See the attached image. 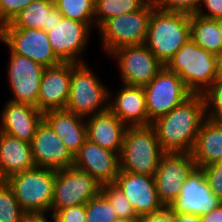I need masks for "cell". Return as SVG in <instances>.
<instances>
[{
    "mask_svg": "<svg viewBox=\"0 0 222 222\" xmlns=\"http://www.w3.org/2000/svg\"><path fill=\"white\" fill-rule=\"evenodd\" d=\"M206 119L204 96L192 93L164 116L151 123L164 152L191 153L199 129Z\"/></svg>",
    "mask_w": 222,
    "mask_h": 222,
    "instance_id": "obj_1",
    "label": "cell"
},
{
    "mask_svg": "<svg viewBox=\"0 0 222 222\" xmlns=\"http://www.w3.org/2000/svg\"><path fill=\"white\" fill-rule=\"evenodd\" d=\"M165 67L175 72L192 93H204L219 76L218 56L199 47L191 38Z\"/></svg>",
    "mask_w": 222,
    "mask_h": 222,
    "instance_id": "obj_2",
    "label": "cell"
},
{
    "mask_svg": "<svg viewBox=\"0 0 222 222\" xmlns=\"http://www.w3.org/2000/svg\"><path fill=\"white\" fill-rule=\"evenodd\" d=\"M189 38L190 15L152 11L144 44L164 66Z\"/></svg>",
    "mask_w": 222,
    "mask_h": 222,
    "instance_id": "obj_3",
    "label": "cell"
},
{
    "mask_svg": "<svg viewBox=\"0 0 222 222\" xmlns=\"http://www.w3.org/2000/svg\"><path fill=\"white\" fill-rule=\"evenodd\" d=\"M163 153L151 124L129 126L119 155V171L154 176Z\"/></svg>",
    "mask_w": 222,
    "mask_h": 222,
    "instance_id": "obj_4",
    "label": "cell"
},
{
    "mask_svg": "<svg viewBox=\"0 0 222 222\" xmlns=\"http://www.w3.org/2000/svg\"><path fill=\"white\" fill-rule=\"evenodd\" d=\"M55 175V169L35 167L12 174L4 181L27 214H48L54 197Z\"/></svg>",
    "mask_w": 222,
    "mask_h": 222,
    "instance_id": "obj_5",
    "label": "cell"
},
{
    "mask_svg": "<svg viewBox=\"0 0 222 222\" xmlns=\"http://www.w3.org/2000/svg\"><path fill=\"white\" fill-rule=\"evenodd\" d=\"M155 8L154 0H149L138 11L112 17L97 28L106 54L110 57L119 48L144 44L149 19Z\"/></svg>",
    "mask_w": 222,
    "mask_h": 222,
    "instance_id": "obj_6",
    "label": "cell"
},
{
    "mask_svg": "<svg viewBox=\"0 0 222 222\" xmlns=\"http://www.w3.org/2000/svg\"><path fill=\"white\" fill-rule=\"evenodd\" d=\"M66 110L87 118L108 110L109 89L95 76L86 63L73 70Z\"/></svg>",
    "mask_w": 222,
    "mask_h": 222,
    "instance_id": "obj_7",
    "label": "cell"
},
{
    "mask_svg": "<svg viewBox=\"0 0 222 222\" xmlns=\"http://www.w3.org/2000/svg\"><path fill=\"white\" fill-rule=\"evenodd\" d=\"M144 92L149 125L192 94L181 78L165 66L144 86Z\"/></svg>",
    "mask_w": 222,
    "mask_h": 222,
    "instance_id": "obj_8",
    "label": "cell"
},
{
    "mask_svg": "<svg viewBox=\"0 0 222 222\" xmlns=\"http://www.w3.org/2000/svg\"><path fill=\"white\" fill-rule=\"evenodd\" d=\"M101 192V184L74 166L56 170L52 214L75 205L87 204Z\"/></svg>",
    "mask_w": 222,
    "mask_h": 222,
    "instance_id": "obj_9",
    "label": "cell"
},
{
    "mask_svg": "<svg viewBox=\"0 0 222 222\" xmlns=\"http://www.w3.org/2000/svg\"><path fill=\"white\" fill-rule=\"evenodd\" d=\"M189 152H164L155 172V184L158 198L164 207L176 200L187 177L196 168Z\"/></svg>",
    "mask_w": 222,
    "mask_h": 222,
    "instance_id": "obj_10",
    "label": "cell"
},
{
    "mask_svg": "<svg viewBox=\"0 0 222 222\" xmlns=\"http://www.w3.org/2000/svg\"><path fill=\"white\" fill-rule=\"evenodd\" d=\"M0 41L12 53L25 56L45 68L62 63L53 52L47 32L43 29H0Z\"/></svg>",
    "mask_w": 222,
    "mask_h": 222,
    "instance_id": "obj_11",
    "label": "cell"
},
{
    "mask_svg": "<svg viewBox=\"0 0 222 222\" xmlns=\"http://www.w3.org/2000/svg\"><path fill=\"white\" fill-rule=\"evenodd\" d=\"M111 56L118 61L122 84L130 86L144 87L164 66L145 44L119 48Z\"/></svg>",
    "mask_w": 222,
    "mask_h": 222,
    "instance_id": "obj_12",
    "label": "cell"
},
{
    "mask_svg": "<svg viewBox=\"0 0 222 222\" xmlns=\"http://www.w3.org/2000/svg\"><path fill=\"white\" fill-rule=\"evenodd\" d=\"M8 82L13 94L9 101L37 107L40 83L45 67L10 51Z\"/></svg>",
    "mask_w": 222,
    "mask_h": 222,
    "instance_id": "obj_13",
    "label": "cell"
},
{
    "mask_svg": "<svg viewBox=\"0 0 222 222\" xmlns=\"http://www.w3.org/2000/svg\"><path fill=\"white\" fill-rule=\"evenodd\" d=\"M222 201L212 192L202 168L196 167L181 187V192L170 205L174 213L204 215L218 207Z\"/></svg>",
    "mask_w": 222,
    "mask_h": 222,
    "instance_id": "obj_14",
    "label": "cell"
},
{
    "mask_svg": "<svg viewBox=\"0 0 222 222\" xmlns=\"http://www.w3.org/2000/svg\"><path fill=\"white\" fill-rule=\"evenodd\" d=\"M90 27L82 22L62 17L47 31L53 52L62 62L86 63L79 59L87 46Z\"/></svg>",
    "mask_w": 222,
    "mask_h": 222,
    "instance_id": "obj_15",
    "label": "cell"
},
{
    "mask_svg": "<svg viewBox=\"0 0 222 222\" xmlns=\"http://www.w3.org/2000/svg\"><path fill=\"white\" fill-rule=\"evenodd\" d=\"M114 183L128 198L139 218L164 208L158 198L154 176L119 171Z\"/></svg>",
    "mask_w": 222,
    "mask_h": 222,
    "instance_id": "obj_16",
    "label": "cell"
},
{
    "mask_svg": "<svg viewBox=\"0 0 222 222\" xmlns=\"http://www.w3.org/2000/svg\"><path fill=\"white\" fill-rule=\"evenodd\" d=\"M30 144L36 167L58 170L74 165V156L44 120L38 125Z\"/></svg>",
    "mask_w": 222,
    "mask_h": 222,
    "instance_id": "obj_17",
    "label": "cell"
},
{
    "mask_svg": "<svg viewBox=\"0 0 222 222\" xmlns=\"http://www.w3.org/2000/svg\"><path fill=\"white\" fill-rule=\"evenodd\" d=\"M77 65L73 62H62L45 68L37 99V108L41 112L66 108L72 70Z\"/></svg>",
    "mask_w": 222,
    "mask_h": 222,
    "instance_id": "obj_18",
    "label": "cell"
},
{
    "mask_svg": "<svg viewBox=\"0 0 222 222\" xmlns=\"http://www.w3.org/2000/svg\"><path fill=\"white\" fill-rule=\"evenodd\" d=\"M119 154L88 139L74 156V167L87 172L100 184L114 183L120 170Z\"/></svg>",
    "mask_w": 222,
    "mask_h": 222,
    "instance_id": "obj_19",
    "label": "cell"
},
{
    "mask_svg": "<svg viewBox=\"0 0 222 222\" xmlns=\"http://www.w3.org/2000/svg\"><path fill=\"white\" fill-rule=\"evenodd\" d=\"M111 94L108 109L127 127L149 125L144 87L123 84L114 99Z\"/></svg>",
    "mask_w": 222,
    "mask_h": 222,
    "instance_id": "obj_20",
    "label": "cell"
},
{
    "mask_svg": "<svg viewBox=\"0 0 222 222\" xmlns=\"http://www.w3.org/2000/svg\"><path fill=\"white\" fill-rule=\"evenodd\" d=\"M43 112L36 106L9 101L2 109L0 132L31 142Z\"/></svg>",
    "mask_w": 222,
    "mask_h": 222,
    "instance_id": "obj_21",
    "label": "cell"
},
{
    "mask_svg": "<svg viewBox=\"0 0 222 222\" xmlns=\"http://www.w3.org/2000/svg\"><path fill=\"white\" fill-rule=\"evenodd\" d=\"M85 122L90 142L120 155L127 126L114 113L108 109L85 118Z\"/></svg>",
    "mask_w": 222,
    "mask_h": 222,
    "instance_id": "obj_22",
    "label": "cell"
},
{
    "mask_svg": "<svg viewBox=\"0 0 222 222\" xmlns=\"http://www.w3.org/2000/svg\"><path fill=\"white\" fill-rule=\"evenodd\" d=\"M43 120L53 129L73 156L87 140L84 117L66 109H57L44 112Z\"/></svg>",
    "mask_w": 222,
    "mask_h": 222,
    "instance_id": "obj_23",
    "label": "cell"
},
{
    "mask_svg": "<svg viewBox=\"0 0 222 222\" xmlns=\"http://www.w3.org/2000/svg\"><path fill=\"white\" fill-rule=\"evenodd\" d=\"M31 144L0 132V178L35 168Z\"/></svg>",
    "mask_w": 222,
    "mask_h": 222,
    "instance_id": "obj_24",
    "label": "cell"
},
{
    "mask_svg": "<svg viewBox=\"0 0 222 222\" xmlns=\"http://www.w3.org/2000/svg\"><path fill=\"white\" fill-rule=\"evenodd\" d=\"M191 155L199 168L222 162V120H204Z\"/></svg>",
    "mask_w": 222,
    "mask_h": 222,
    "instance_id": "obj_25",
    "label": "cell"
},
{
    "mask_svg": "<svg viewBox=\"0 0 222 222\" xmlns=\"http://www.w3.org/2000/svg\"><path fill=\"white\" fill-rule=\"evenodd\" d=\"M61 19L62 15L54 6V0H34L0 29H43L47 32Z\"/></svg>",
    "mask_w": 222,
    "mask_h": 222,
    "instance_id": "obj_26",
    "label": "cell"
},
{
    "mask_svg": "<svg viewBox=\"0 0 222 222\" xmlns=\"http://www.w3.org/2000/svg\"><path fill=\"white\" fill-rule=\"evenodd\" d=\"M190 38L201 48L219 55L222 51V39L217 19H208L198 15L190 16Z\"/></svg>",
    "mask_w": 222,
    "mask_h": 222,
    "instance_id": "obj_27",
    "label": "cell"
},
{
    "mask_svg": "<svg viewBox=\"0 0 222 222\" xmlns=\"http://www.w3.org/2000/svg\"><path fill=\"white\" fill-rule=\"evenodd\" d=\"M149 0H95L94 22L100 27L106 20L122 14L138 11Z\"/></svg>",
    "mask_w": 222,
    "mask_h": 222,
    "instance_id": "obj_28",
    "label": "cell"
},
{
    "mask_svg": "<svg viewBox=\"0 0 222 222\" xmlns=\"http://www.w3.org/2000/svg\"><path fill=\"white\" fill-rule=\"evenodd\" d=\"M94 3L95 0H54V6L62 17L85 23L90 28L95 26Z\"/></svg>",
    "mask_w": 222,
    "mask_h": 222,
    "instance_id": "obj_29",
    "label": "cell"
},
{
    "mask_svg": "<svg viewBox=\"0 0 222 222\" xmlns=\"http://www.w3.org/2000/svg\"><path fill=\"white\" fill-rule=\"evenodd\" d=\"M27 213L20 207L13 190L5 181L0 183V222H23Z\"/></svg>",
    "mask_w": 222,
    "mask_h": 222,
    "instance_id": "obj_30",
    "label": "cell"
},
{
    "mask_svg": "<svg viewBox=\"0 0 222 222\" xmlns=\"http://www.w3.org/2000/svg\"><path fill=\"white\" fill-rule=\"evenodd\" d=\"M101 193L113 206L117 218L139 219L130 201L115 183L101 184Z\"/></svg>",
    "mask_w": 222,
    "mask_h": 222,
    "instance_id": "obj_31",
    "label": "cell"
},
{
    "mask_svg": "<svg viewBox=\"0 0 222 222\" xmlns=\"http://www.w3.org/2000/svg\"><path fill=\"white\" fill-rule=\"evenodd\" d=\"M85 222H113L117 216L109 200L100 192L85 204Z\"/></svg>",
    "mask_w": 222,
    "mask_h": 222,
    "instance_id": "obj_32",
    "label": "cell"
},
{
    "mask_svg": "<svg viewBox=\"0 0 222 222\" xmlns=\"http://www.w3.org/2000/svg\"><path fill=\"white\" fill-rule=\"evenodd\" d=\"M202 94L205 100L206 118L222 120V77L219 75Z\"/></svg>",
    "mask_w": 222,
    "mask_h": 222,
    "instance_id": "obj_33",
    "label": "cell"
},
{
    "mask_svg": "<svg viewBox=\"0 0 222 222\" xmlns=\"http://www.w3.org/2000/svg\"><path fill=\"white\" fill-rule=\"evenodd\" d=\"M202 0H154L157 9L167 12L195 15Z\"/></svg>",
    "mask_w": 222,
    "mask_h": 222,
    "instance_id": "obj_34",
    "label": "cell"
},
{
    "mask_svg": "<svg viewBox=\"0 0 222 222\" xmlns=\"http://www.w3.org/2000/svg\"><path fill=\"white\" fill-rule=\"evenodd\" d=\"M34 0H0V28L9 24L28 4Z\"/></svg>",
    "mask_w": 222,
    "mask_h": 222,
    "instance_id": "obj_35",
    "label": "cell"
},
{
    "mask_svg": "<svg viewBox=\"0 0 222 222\" xmlns=\"http://www.w3.org/2000/svg\"><path fill=\"white\" fill-rule=\"evenodd\" d=\"M212 192L222 201V162L201 167Z\"/></svg>",
    "mask_w": 222,
    "mask_h": 222,
    "instance_id": "obj_36",
    "label": "cell"
},
{
    "mask_svg": "<svg viewBox=\"0 0 222 222\" xmlns=\"http://www.w3.org/2000/svg\"><path fill=\"white\" fill-rule=\"evenodd\" d=\"M53 215L56 222H85V204L58 210Z\"/></svg>",
    "mask_w": 222,
    "mask_h": 222,
    "instance_id": "obj_37",
    "label": "cell"
},
{
    "mask_svg": "<svg viewBox=\"0 0 222 222\" xmlns=\"http://www.w3.org/2000/svg\"><path fill=\"white\" fill-rule=\"evenodd\" d=\"M204 7L205 10L207 9L206 12L204 11ZM196 15L208 19L222 18V0H202L200 8Z\"/></svg>",
    "mask_w": 222,
    "mask_h": 222,
    "instance_id": "obj_38",
    "label": "cell"
},
{
    "mask_svg": "<svg viewBox=\"0 0 222 222\" xmlns=\"http://www.w3.org/2000/svg\"><path fill=\"white\" fill-rule=\"evenodd\" d=\"M138 222H173V211L164 207L156 213L140 217Z\"/></svg>",
    "mask_w": 222,
    "mask_h": 222,
    "instance_id": "obj_39",
    "label": "cell"
},
{
    "mask_svg": "<svg viewBox=\"0 0 222 222\" xmlns=\"http://www.w3.org/2000/svg\"><path fill=\"white\" fill-rule=\"evenodd\" d=\"M200 217L202 222H222V203L211 212Z\"/></svg>",
    "mask_w": 222,
    "mask_h": 222,
    "instance_id": "obj_40",
    "label": "cell"
},
{
    "mask_svg": "<svg viewBox=\"0 0 222 222\" xmlns=\"http://www.w3.org/2000/svg\"><path fill=\"white\" fill-rule=\"evenodd\" d=\"M173 222H202L200 215L195 214H180L173 212Z\"/></svg>",
    "mask_w": 222,
    "mask_h": 222,
    "instance_id": "obj_41",
    "label": "cell"
},
{
    "mask_svg": "<svg viewBox=\"0 0 222 222\" xmlns=\"http://www.w3.org/2000/svg\"><path fill=\"white\" fill-rule=\"evenodd\" d=\"M53 222H56L54 215H51ZM23 222H50L47 219L46 213L27 214Z\"/></svg>",
    "mask_w": 222,
    "mask_h": 222,
    "instance_id": "obj_42",
    "label": "cell"
},
{
    "mask_svg": "<svg viewBox=\"0 0 222 222\" xmlns=\"http://www.w3.org/2000/svg\"><path fill=\"white\" fill-rule=\"evenodd\" d=\"M139 219L116 218L113 222H138Z\"/></svg>",
    "mask_w": 222,
    "mask_h": 222,
    "instance_id": "obj_43",
    "label": "cell"
},
{
    "mask_svg": "<svg viewBox=\"0 0 222 222\" xmlns=\"http://www.w3.org/2000/svg\"><path fill=\"white\" fill-rule=\"evenodd\" d=\"M218 61H219V75L222 77V51L218 55Z\"/></svg>",
    "mask_w": 222,
    "mask_h": 222,
    "instance_id": "obj_44",
    "label": "cell"
},
{
    "mask_svg": "<svg viewBox=\"0 0 222 222\" xmlns=\"http://www.w3.org/2000/svg\"><path fill=\"white\" fill-rule=\"evenodd\" d=\"M217 24H218V30L222 39V18L217 19Z\"/></svg>",
    "mask_w": 222,
    "mask_h": 222,
    "instance_id": "obj_45",
    "label": "cell"
}]
</instances>
